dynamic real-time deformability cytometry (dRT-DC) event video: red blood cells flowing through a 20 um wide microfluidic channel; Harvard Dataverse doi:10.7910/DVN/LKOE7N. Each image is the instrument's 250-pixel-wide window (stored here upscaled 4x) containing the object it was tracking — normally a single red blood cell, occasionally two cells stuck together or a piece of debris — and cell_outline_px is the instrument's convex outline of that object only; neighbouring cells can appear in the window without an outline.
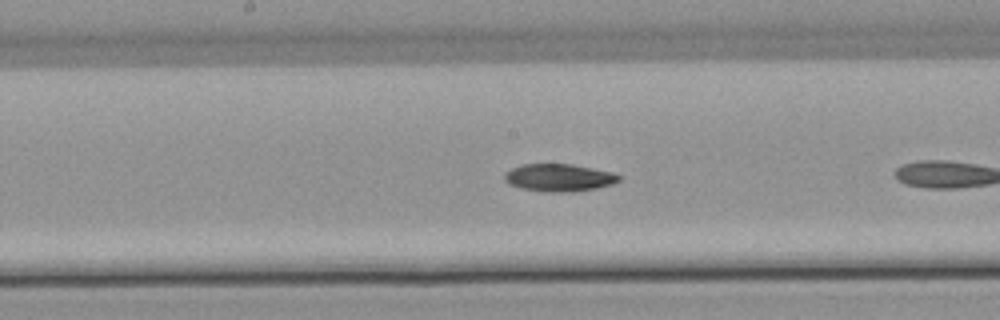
{"species": "common noctule bat (a hibernating species)", "species_latin": "Nyctalus noctula", "temperature_condition": "warm", "stored_images_in_passage": 16, "camera_frame_rate_fps": 3000, "um_per_image_px": 0.085, "animal": {"sex": "male", "body_mass_g": 21.5, "forearm_length_mm": 52.0}, "frame": {"image": 1, "passage_image": 12, "time_ms": 3.667, "image_size_px": [1000, 320], "cell_outline_px": [[620, 180], [612, 184], [596, 188], [568, 192], [552, 192], [520, 188], [508, 184], [504, 180], [504, 176], [512, 168], [520, 164], [572, 164], [612, 172], [620, 176]], "centroid_in_image_um": [47.5, 15.09], "position_along_channel_um": 200.7, "area_um2": 18.21}}